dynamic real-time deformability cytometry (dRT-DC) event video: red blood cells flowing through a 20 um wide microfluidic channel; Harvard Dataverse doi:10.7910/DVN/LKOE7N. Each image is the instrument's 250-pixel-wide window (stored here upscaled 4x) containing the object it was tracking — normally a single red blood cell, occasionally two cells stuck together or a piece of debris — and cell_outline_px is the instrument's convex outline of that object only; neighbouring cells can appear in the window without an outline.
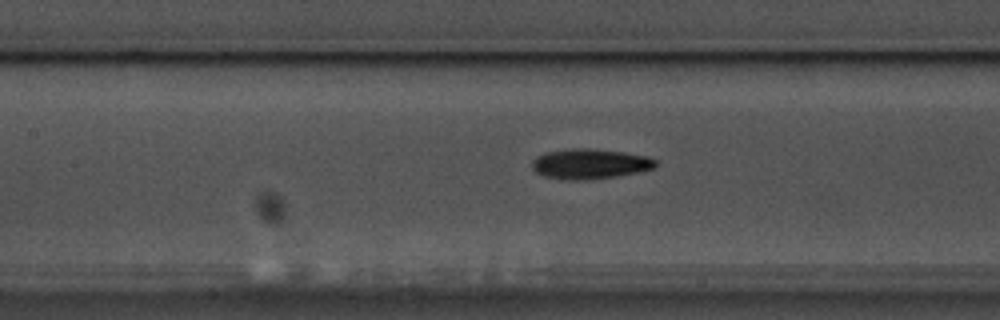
{"species": "common noctule bat (a hibernating species)", "species_latin": "Nyctalus noctula", "temperature_condition": "warm", "stored_images_in_passage": 35, "camera_frame_rate_fps": 3000, "um_per_image_px": 0.085, "animal": {"sex": "male", "body_mass_g": 17.5, "forearm_length_mm": 52.3}, "frame": {"image": 1, "passage_image": 16, "time_ms": 5.0, "image_size_px": [1000, 320], "cell_outline_px": [[656, 168], [636, 172], [612, 176], [576, 180], [568, 180], [544, 176], [536, 172], [532, 168], [532, 160], [536, 156], [548, 152], [572, 148], [588, 148], [624, 152], [648, 156], [656, 160]], "centroid_in_image_um": [50.13, 13.91], "position_along_channel_um": 157.3, "area_um2": 21.39}}
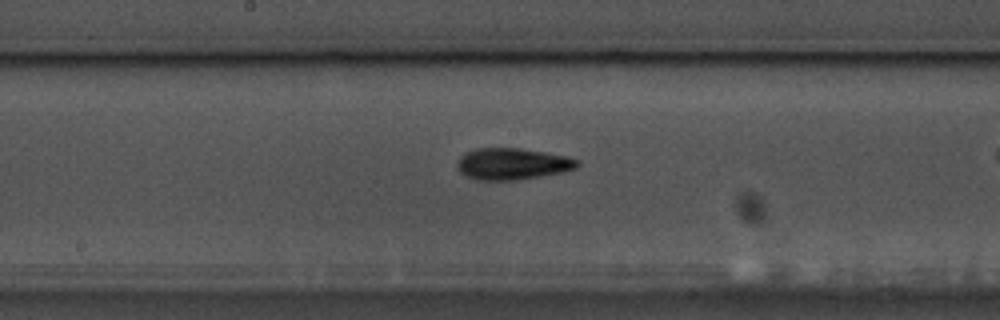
{"frame": {"image": 2, "passage_image": 20, "time_ms": 6.333, "image_size_px": [1000, 320], "cell_outline_px": [[580, 164], [576, 168], [560, 172], [540, 176], [516, 180], [476, 180], [460, 172], [456, 168], [456, 164], [460, 156], [464, 152], [476, 148], [520, 148], [544, 152], [564, 156], [580, 160]], "centroid_in_image_um": [43.5, 13.92], "position_along_channel_um": 204.7, "area_um2": 22.08}}
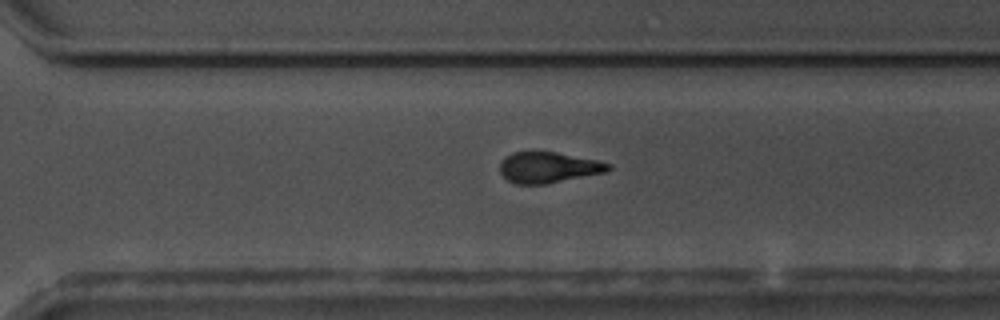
{"frame": {"image": 3, "passage_image": 30, "time_ms": 9.667, "image_size_px": [1000, 320], "cell_outline_px": [[612, 168], [604, 172], [548, 184], [516, 184], [508, 180], [500, 172], [500, 160], [504, 156], [512, 152], [532, 148], [556, 152], [600, 160], [612, 164]], "centroid_in_image_um": [46.57, 14.18], "position_along_channel_um": 324.0, "area_um2": 20.29}}